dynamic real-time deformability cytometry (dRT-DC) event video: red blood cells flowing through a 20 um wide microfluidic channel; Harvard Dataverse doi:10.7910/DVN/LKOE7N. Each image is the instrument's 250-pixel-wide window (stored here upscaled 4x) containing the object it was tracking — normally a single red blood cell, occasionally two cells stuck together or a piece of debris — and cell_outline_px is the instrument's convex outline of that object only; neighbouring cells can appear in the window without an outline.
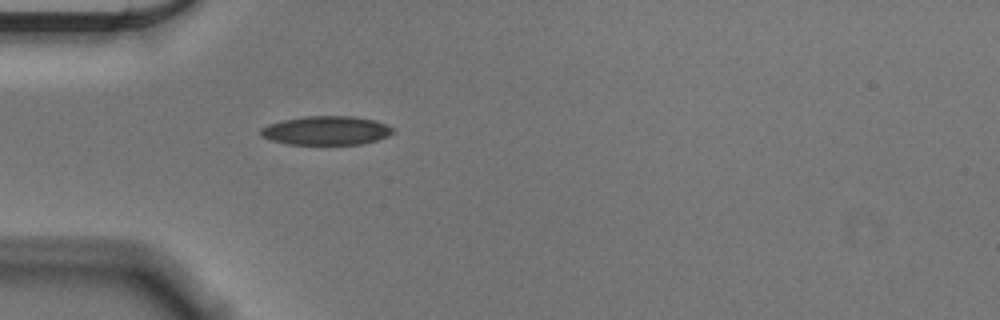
{"species": "Egyptian fruit bat (a non-hibernating species)", "species_latin": "Rousettus aegyptiacus", "temperature_condition": "cold", "stored_images_in_passage": 40, "camera_frame_rate_fps": 3000, "um_per_image_px": 0.085, "animal": {"sex": "male"}, "frame": {"image": 1, "passage_image": 1, "time_ms": 0.0, "image_size_px": [1000, 320], "cell_outline_px": [[396, 132], [388, 136], [364, 144], [288, 144], [272, 140], [260, 136], [260, 128], [268, 124], [284, 120], [304, 116], [352, 116], [376, 120], [388, 124], [396, 128]], "centroid_in_image_um": [27.79, 11.09], "position_along_channel_um": 57.2, "area_um2": 22.48}}
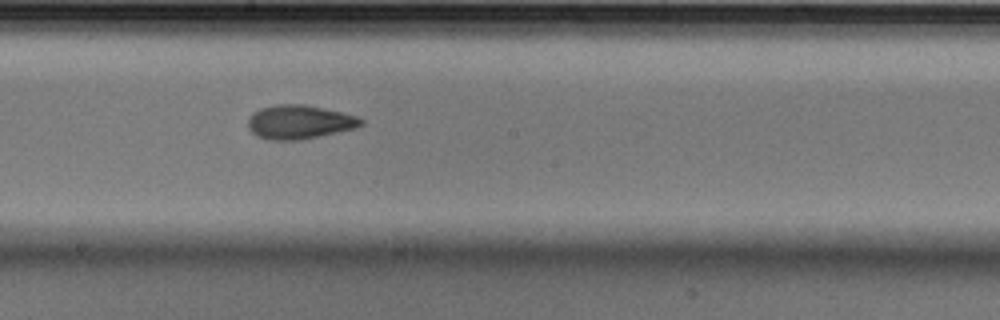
{"frame": {"image": 2, "passage_image": 15, "time_ms": 4.667, "image_size_px": [1000, 320], "cell_outline_px": [[364, 124], [356, 128], [320, 136], [300, 140], [268, 140], [256, 136], [248, 128], [248, 116], [252, 112], [260, 108], [276, 104], [304, 104], [340, 112], [356, 116], [364, 120]], "centroid_in_image_um": [25.41, 10.37], "position_along_channel_um": 222.8, "area_um2": 22.48}}
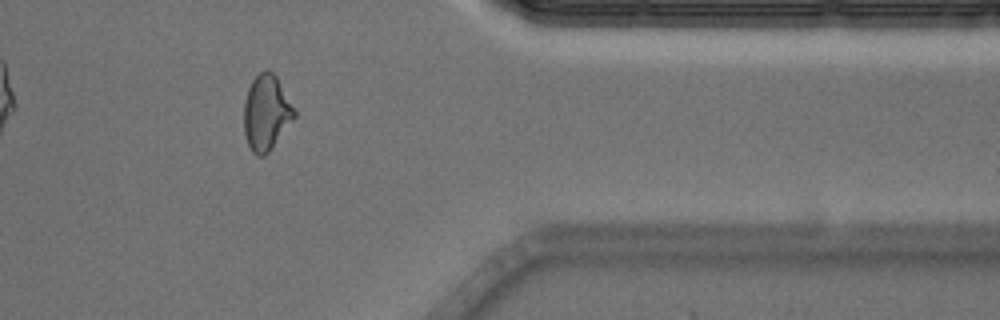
{"frame": {"image": 3, "passage_image": 30, "time_ms": 9.667, "image_size_px": [1000, 320], "cell_outline_px": [[296, 116], [268, 152], [264, 156], [256, 156], [252, 152], [248, 144], [244, 132], [244, 100], [248, 88], [252, 80], [260, 72], [268, 68], [276, 76], [296, 112]], "centroid_in_image_um": [22.62, 9.57], "position_along_channel_um": 388.8, "area_um2": 21.96}, "authors_computed_cell_mechanics": {"area_um2": 21.9062, "velocity_mm_per_s": 3.6352, "shape_relaxation_time_tau1_ms": 4.8379, "shape_relaxation_time_tau2_ms": 3.1507, "deformation_change_tau1": 0.1442, "deformation_change_tau2": 0.0963}}